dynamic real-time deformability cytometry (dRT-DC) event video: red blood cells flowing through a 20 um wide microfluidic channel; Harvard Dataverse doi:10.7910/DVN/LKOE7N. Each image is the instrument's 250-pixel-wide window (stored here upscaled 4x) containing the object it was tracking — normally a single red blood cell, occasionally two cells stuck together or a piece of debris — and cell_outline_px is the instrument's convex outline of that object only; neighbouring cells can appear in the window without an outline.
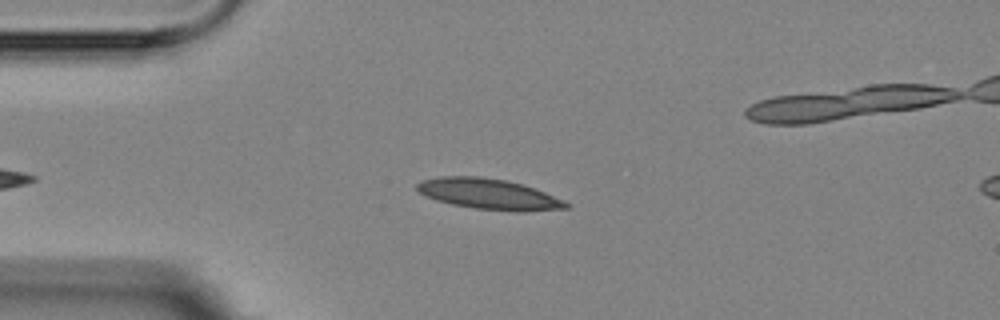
{"species": "Egyptian fruit bat (a non-hibernating species)", "species_latin": "Rousettus aegyptiacus", "temperature_condition": "room temperature", "stored_images_in_passage": 2, "camera_frame_rate_fps": 3000, "um_per_image_px": 0.085, "animal": {"sex": "female"}, "frame": {"image": 1, "passage_image": 1, "time_ms": 0.0, "image_size_px": [1000, 320], "cell_outline_px": [[568, 208], [516, 212], [476, 208], [452, 204], [436, 200], [420, 192], [416, 188], [416, 184], [420, 180], [440, 176], [480, 176], [504, 180], [520, 184], [544, 192], [564, 200], [568, 204]], "centroid_in_image_um": [41.51, 16.49], "position_along_channel_um": 43.5, "area_um2": 26.3}}